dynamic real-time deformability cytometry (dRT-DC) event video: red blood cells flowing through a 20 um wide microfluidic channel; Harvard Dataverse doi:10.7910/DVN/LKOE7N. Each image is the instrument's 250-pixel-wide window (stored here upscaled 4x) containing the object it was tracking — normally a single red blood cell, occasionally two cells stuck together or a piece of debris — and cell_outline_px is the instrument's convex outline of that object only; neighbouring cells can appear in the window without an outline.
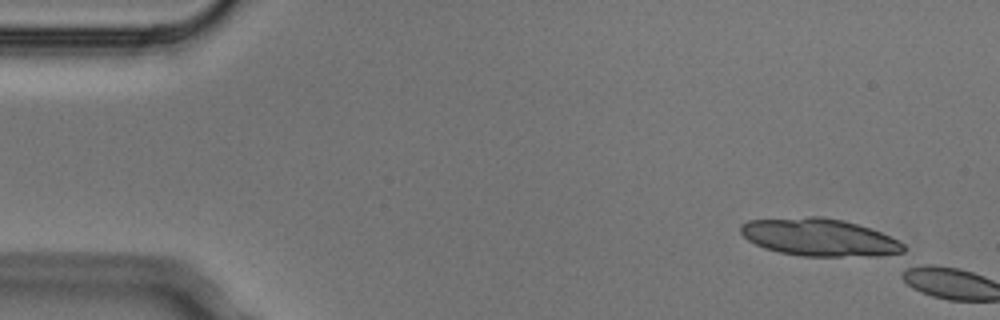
{"species": "Egyptian fruit bat (a non-hibernating species)", "species_latin": "Rousettus aegyptiacus", "temperature_condition": "cold", "stored_images_in_passage": 2, "camera_frame_rate_fps": 3000, "um_per_image_px": 0.085, "animal": {"sex": "male"}, "frame": {"image": 1, "passage_image": 1, "time_ms": 0.0, "image_size_px": [1000, 320], "cell_outline_px": [[904, 256], [800, 256], [780, 252], [764, 248], [748, 240], [740, 232], [740, 224], [748, 220], [808, 216], [824, 216], [844, 220], [880, 232], [904, 244]], "centroid_in_image_um": [69.67, 20.18], "position_along_channel_um": 15.3, "area_um2": 35.95}}